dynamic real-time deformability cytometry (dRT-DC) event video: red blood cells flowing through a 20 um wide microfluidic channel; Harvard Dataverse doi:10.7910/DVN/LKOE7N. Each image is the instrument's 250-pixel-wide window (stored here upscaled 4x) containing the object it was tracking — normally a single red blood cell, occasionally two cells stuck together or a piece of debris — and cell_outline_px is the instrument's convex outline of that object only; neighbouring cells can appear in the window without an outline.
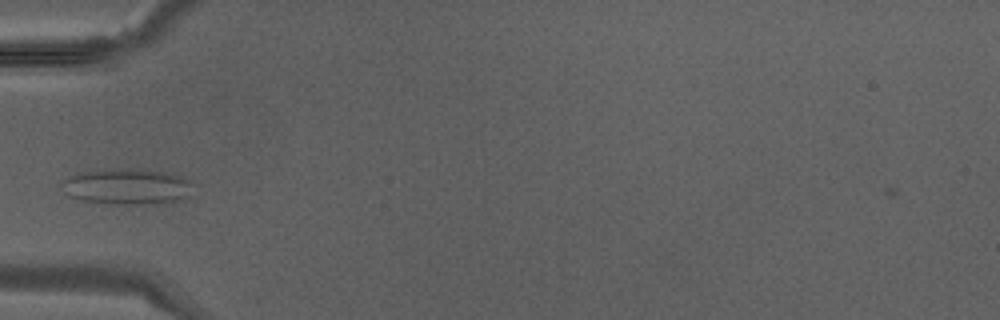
{"species": "Egyptian fruit bat (a non-hibernating species)", "species_latin": "Rousettus aegyptiacus", "temperature_condition": "warm", "stored_images_in_passage": 20, "camera_frame_rate_fps": 3000, "um_per_image_px": 0.085, "animal": {"sex": "male"}, "frame": {"image": 1, "passage_image": 2, "time_ms": 0.333, "image_size_px": [1000, 320], "cell_outline_px": [[196, 184], [188, 196], [164, 204], [116, 204], [84, 200], [68, 196], [60, 184], [64, 180], [80, 172], [116, 168], [144, 168], [164, 172], [180, 176]], "centroid_in_image_um": [10.85, 15.85], "position_along_channel_um": 74.1, "area_um2": 27.69}}
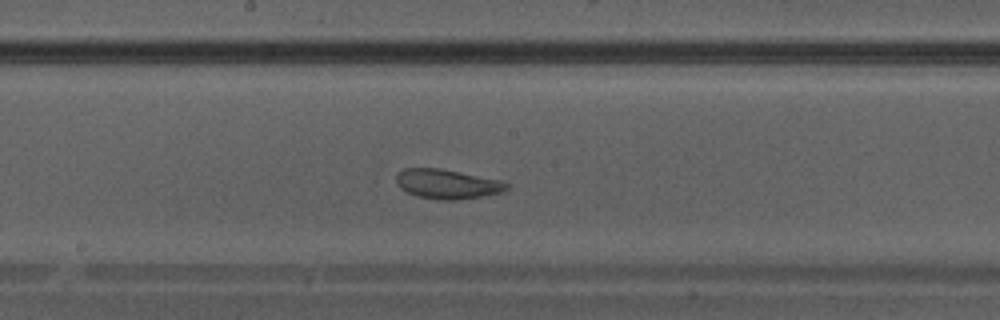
{"frame": {"image": 2, "passage_image": 10, "time_ms": 3.0, "image_size_px": [1000, 320], "cell_outline_px": [[508, 188], [500, 192], [480, 196], [456, 200], [440, 200], [420, 196], [408, 192], [400, 188], [396, 184], [396, 172], [404, 168], [440, 168], [504, 180], [508, 184]], "centroid_in_image_um": [38.0, 15.62], "position_along_channel_um": 210.2, "area_um2": 19.02}}
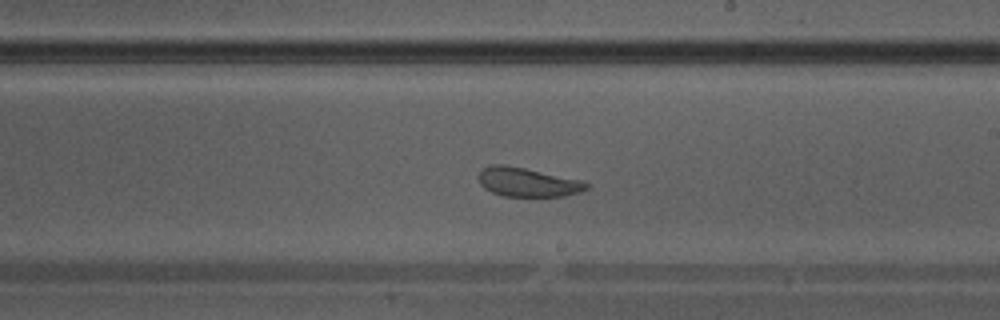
{"frame": {"image": 3, "passage_image": 12, "time_ms": 3.667, "image_size_px": [1000, 320], "cell_outline_px": [[588, 188], [580, 192], [564, 196], [504, 196], [492, 192], [484, 188], [480, 184], [476, 176], [484, 168], [492, 164], [504, 164], [524, 168], [580, 180], [588, 184]], "centroid_in_image_um": [44.79, 15.48], "position_along_channel_um": 244.2, "area_um2": 18.09}}